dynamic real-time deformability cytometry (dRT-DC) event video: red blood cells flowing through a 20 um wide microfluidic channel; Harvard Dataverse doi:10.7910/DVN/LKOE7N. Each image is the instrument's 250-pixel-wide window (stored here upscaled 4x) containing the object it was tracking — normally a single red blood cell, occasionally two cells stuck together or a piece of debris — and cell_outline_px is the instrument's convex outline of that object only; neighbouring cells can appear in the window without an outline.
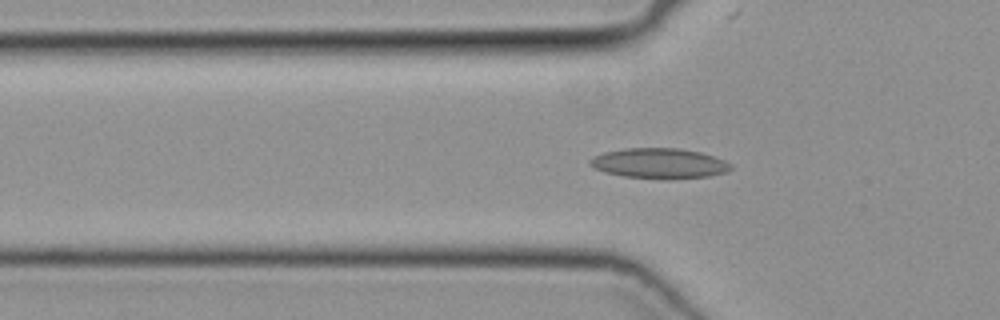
{"species": "common noctule bat (a hibernating species)", "species_latin": "Nyctalus noctula", "temperature_condition": "cold", "stored_images_in_passage": 46, "camera_frame_rate_fps": 3000, "um_per_image_px": 0.085, "animal": {"sex": "female", "body_mass_g": 19.3, "forearm_length_mm": 54.1}, "frame": {"image": 1, "passage_image": 16, "time_ms": 5.0, "image_size_px": [1000, 320], "cell_outline_px": [[732, 168], [728, 172], [708, 176], [668, 180], [624, 176], [604, 172], [592, 168], [588, 164], [588, 160], [592, 156], [604, 152], [624, 148], [680, 148], [700, 152], [724, 160], [732, 164]], "centroid_in_image_um": [56.01, 13.89], "position_along_channel_um": 69.8, "area_um2": 25.2}}
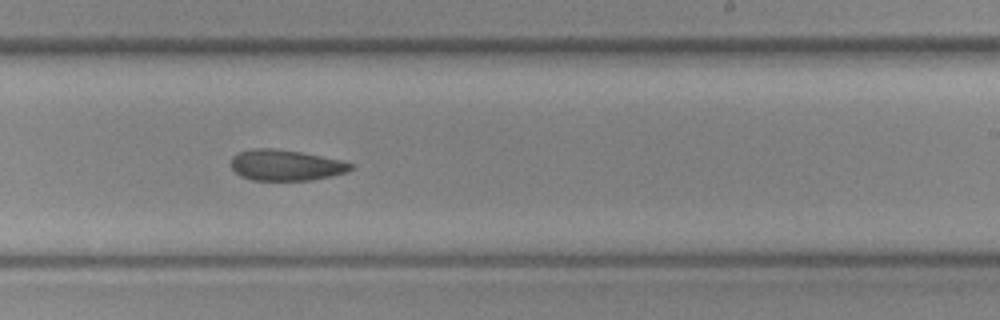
{"frame": {"image": 2, "passage_image": 30, "time_ms": 9.667, "image_size_px": [1000, 320], "cell_outline_px": [[352, 168], [348, 172], [332, 176], [312, 180], [252, 180], [240, 176], [232, 168], [232, 156], [240, 152], [252, 148], [272, 148], [300, 152], [340, 160], [352, 164]], "centroid_in_image_um": [24.28, 14.05], "position_along_channel_um": 264.7, "area_um2": 21.39}}
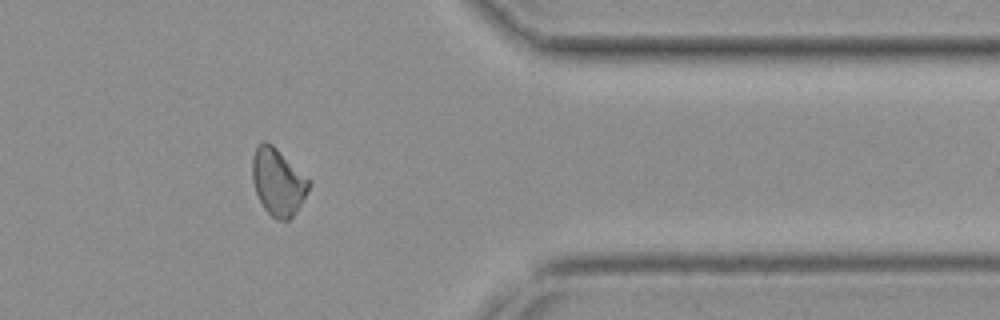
{"frame": {"image": 3, "passage_image": 40, "time_ms": 13.0, "image_size_px": [1000, 320], "cell_outline_px": [[308, 188], [296, 212], [288, 220], [276, 220], [264, 208], [256, 192], [252, 180], [252, 156], [256, 144], [264, 140], [272, 144], [308, 180]], "centroid_in_image_um": [23.56, 15.45], "position_along_channel_um": 387.8, "area_um2": 21.5}}